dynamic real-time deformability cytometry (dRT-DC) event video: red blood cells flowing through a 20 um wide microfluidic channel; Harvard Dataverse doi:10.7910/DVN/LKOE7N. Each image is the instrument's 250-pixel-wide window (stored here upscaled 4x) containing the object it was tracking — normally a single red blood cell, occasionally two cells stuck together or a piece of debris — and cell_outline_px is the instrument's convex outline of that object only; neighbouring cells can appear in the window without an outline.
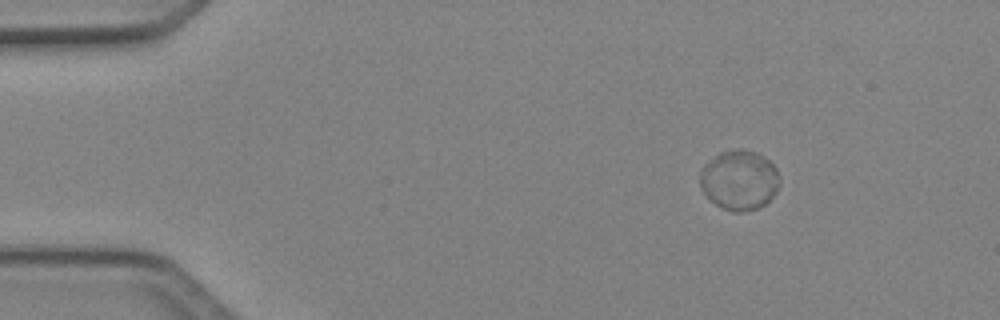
{"species": "Egyptian fruit bat (a non-hibernating species)", "species_latin": "Rousettus aegyptiacus", "temperature_condition": "cold", "stored_images_in_passage": 43, "camera_frame_rate_fps": 3000, "um_per_image_px": 0.085, "animal": {"sex": "female"}, "frame": {"image": 1, "passage_image": 1, "time_ms": 0.0, "image_size_px": [1000, 320], "cell_outline_px": [[780, 184], [776, 192], [764, 204], [756, 208], [740, 212], [736, 212], [724, 208], [716, 204], [704, 192], [700, 184], [700, 172], [704, 164], [720, 152], [740, 148], [756, 152], [764, 156], [776, 168], [780, 180]], "centroid_in_image_um": [62.85, 15.28], "position_along_channel_um": 22.1, "area_um2": 27.51}}
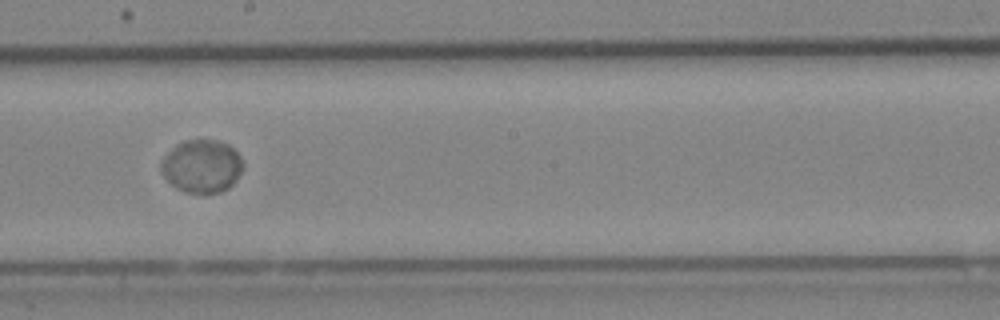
{"frame": {"image": 2, "passage_image": 22, "time_ms": 7.0, "image_size_px": [1000, 320], "cell_outline_px": [[244, 168], [236, 180], [228, 188], [220, 192], [184, 192], [176, 188], [164, 176], [160, 168], [160, 164], [164, 156], [176, 144], [184, 140], [216, 140], [228, 144], [240, 156], [244, 164]], "centroid_in_image_um": [17.16, 14.11], "position_along_channel_um": 231.0, "area_um2": 25.2}}
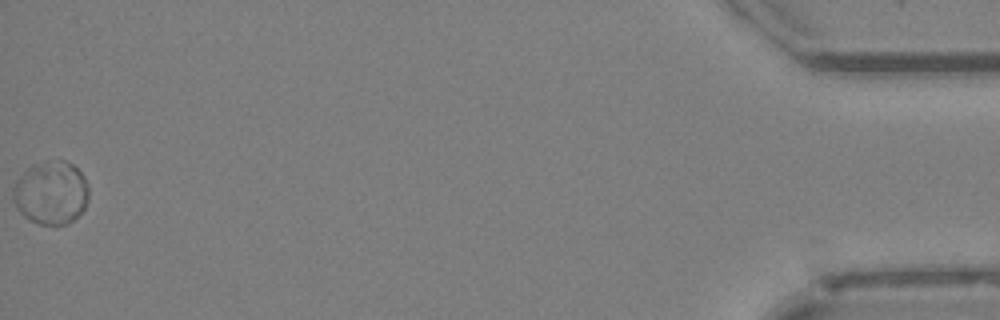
{"frame": {"image": 3, "passage_image": 43, "time_ms": 14.0, "image_size_px": [1000, 320], "cell_outline_px": [[88, 200], [84, 208], [72, 220], [64, 224], [40, 224], [24, 216], [16, 208], [12, 200], [12, 192], [16, 180], [32, 164], [44, 160], [64, 160], [72, 164], [84, 176], [88, 184]], "centroid_in_image_um": [4.32, 16.35], "position_along_channel_um": 430.9, "area_um2": 27.98}, "authors_computed_cell_mechanics": {"area_um2": 26.9348, "velocity_mm_per_s": 4.195, "shape_relaxation_time_tau1_ms": 2.7595, "shape_relaxation_time_tau2_ms": null, "deformation_change_tau1": 0.0459, "deformation_change_tau2": null}}